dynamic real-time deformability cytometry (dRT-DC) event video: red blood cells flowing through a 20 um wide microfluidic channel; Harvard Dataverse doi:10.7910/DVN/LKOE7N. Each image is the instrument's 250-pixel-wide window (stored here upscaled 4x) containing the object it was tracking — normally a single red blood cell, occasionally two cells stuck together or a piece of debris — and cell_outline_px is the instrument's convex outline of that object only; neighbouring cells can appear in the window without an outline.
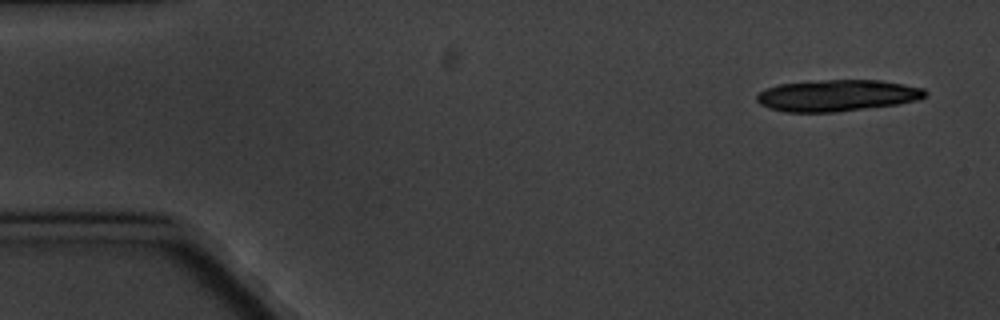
{"species": "common noctule bat (a hibernating species)", "species_latin": "Nyctalus noctula", "temperature_condition": "cold", "stored_images_in_passage": 6, "segment_of_instrument_passage": [2, 2], "camera_frame_rate_fps": 3000, "um_per_image_px": 0.085, "animal": {"sex": "male", "body_mass_g": 20.1, "forearm_length_mm": 53.5}, "frame": {"image": 1, "passage_image": 6, "time_ms": 6.667, "image_size_px": [1000, 320], "cell_outline_px": [[928, 92], [924, 96], [916, 100], [896, 104], [832, 112], [784, 112], [768, 108], [760, 104], [756, 100], [756, 96], [760, 92], [768, 88], [780, 84], [820, 80], [880, 80], [904, 84], [924, 88]], "centroid_in_image_um": [71.14, 8.11], "position_along_channel_um": 13.9, "area_um2": 30.69}}